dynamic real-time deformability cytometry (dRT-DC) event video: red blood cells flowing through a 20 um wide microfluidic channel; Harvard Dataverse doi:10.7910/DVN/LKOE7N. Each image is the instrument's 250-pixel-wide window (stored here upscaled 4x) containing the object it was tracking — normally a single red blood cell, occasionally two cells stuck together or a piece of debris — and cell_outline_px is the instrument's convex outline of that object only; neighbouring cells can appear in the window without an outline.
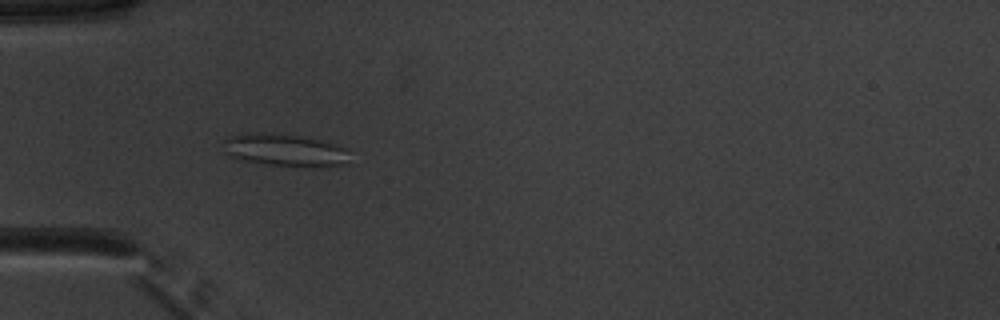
{"species": "common noctule bat (a hibernating species)", "species_latin": "Nyctalus noctula", "temperature_condition": "warm", "stored_images_in_passage": 51, "camera_frame_rate_fps": 3000, "um_per_image_px": 0.085, "animal": {"sex": "male", "body_mass_g": 20.1, "forearm_length_mm": 53.5}, "frame": {"image": 1, "passage_image": 16, "time_ms": 5.0, "image_size_px": [1000, 320], "cell_outline_px": [[352, 164], [312, 168], [268, 164], [244, 160], [232, 156], [224, 152], [224, 140], [232, 136], [248, 132], [300, 136], [320, 140], [336, 144], [344, 148], [348, 152]], "centroid_in_image_um": [24.31, 12.79], "position_along_channel_um": 60.7, "area_um2": 23.93}}
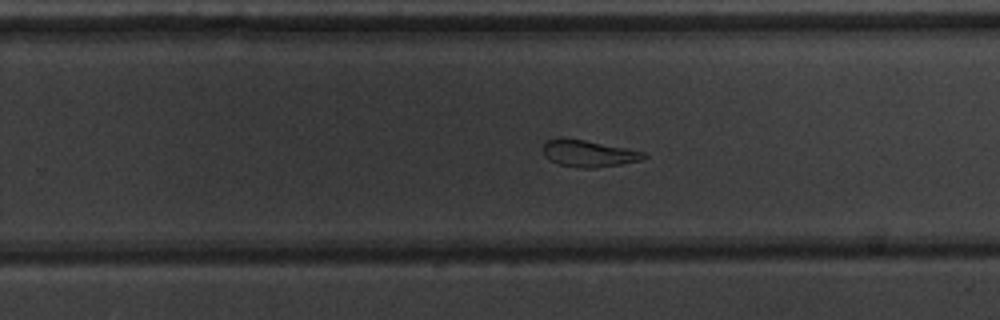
{"frame": {"image": 2, "passage_image": 33, "time_ms": 10.667, "image_size_px": [1000, 320], "cell_outline_px": [[648, 156], [640, 160], [620, 164], [592, 168], [584, 168], [560, 164], [548, 160], [544, 156], [544, 144], [548, 140], [560, 136], [564, 136], [648, 152]], "centroid_in_image_um": [50.03, 13.02], "position_along_channel_um": 279.8, "area_um2": 15.84}}
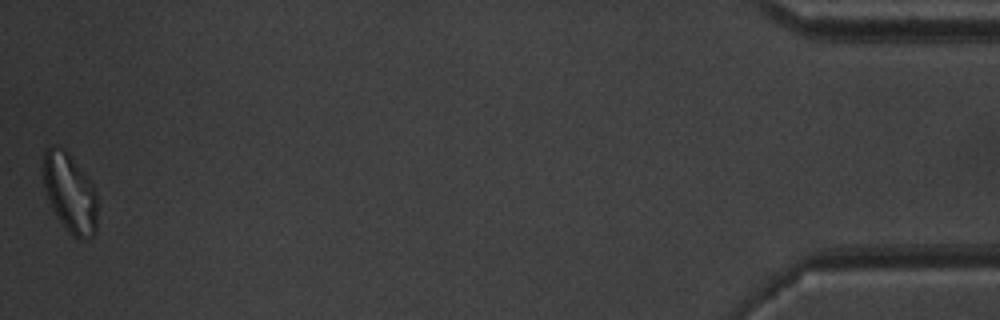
{"frame": {"image": 3, "passage_image": 51, "time_ms": 16.667, "image_size_px": [1000, 320], "cell_outline_px": [[96, 232], [88, 240], [80, 240], [72, 236], [68, 232], [60, 220], [44, 188], [44, 152], [48, 148], [64, 148], [68, 152], [84, 172], [96, 192]], "centroid_in_image_um": [5.98, 16.44], "position_along_channel_um": 429.2, "area_um2": 24.39}, "authors_computed_cell_mechanics": {"area_um2": 20.9814, "velocity_mm_per_s": 3.9482, "shape_relaxation_time_tau1_ms": null, "shape_relaxation_time_tau2_ms": 3.0376, "deformation_change_tau1": null, "deformation_change_tau2": 0.125}}